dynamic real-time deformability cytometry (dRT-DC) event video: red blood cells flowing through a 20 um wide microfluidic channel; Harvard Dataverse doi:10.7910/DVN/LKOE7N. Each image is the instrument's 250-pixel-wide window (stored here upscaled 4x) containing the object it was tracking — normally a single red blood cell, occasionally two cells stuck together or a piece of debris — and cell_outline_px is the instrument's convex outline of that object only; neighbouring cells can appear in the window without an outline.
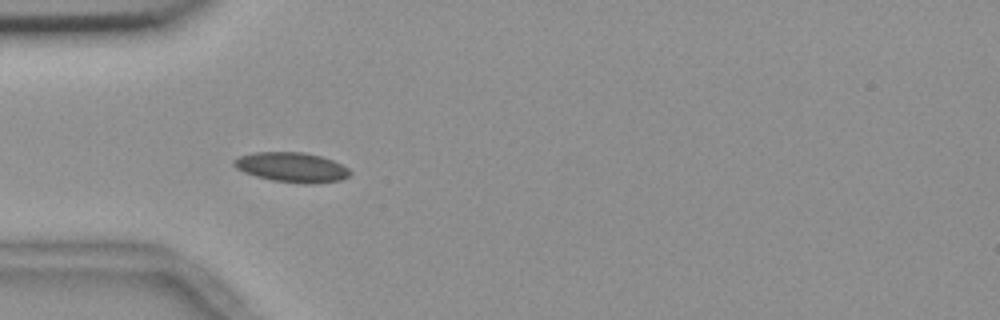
{"species": "common noctule bat (a hibernating species)", "species_latin": "Nyctalus noctula", "temperature_condition": "room temperature", "stored_images_in_passage": 11, "camera_frame_rate_fps": 3000, "um_per_image_px": 0.085, "animal": {"sex": "female", "body_mass_g": 18.4}, "frame": {"image": 1, "passage_image": 4, "time_ms": 1.0, "image_size_px": [1000, 320], "cell_outline_px": [[352, 172], [348, 176], [340, 180], [312, 184], [304, 184], [272, 180], [256, 176], [244, 172], [236, 168], [232, 164], [232, 160], [236, 156], [252, 152], [304, 152], [320, 156], [332, 160], [348, 168]], "centroid_in_image_um": [24.75, 14.21], "position_along_channel_um": 60.2, "area_um2": 20.29}}